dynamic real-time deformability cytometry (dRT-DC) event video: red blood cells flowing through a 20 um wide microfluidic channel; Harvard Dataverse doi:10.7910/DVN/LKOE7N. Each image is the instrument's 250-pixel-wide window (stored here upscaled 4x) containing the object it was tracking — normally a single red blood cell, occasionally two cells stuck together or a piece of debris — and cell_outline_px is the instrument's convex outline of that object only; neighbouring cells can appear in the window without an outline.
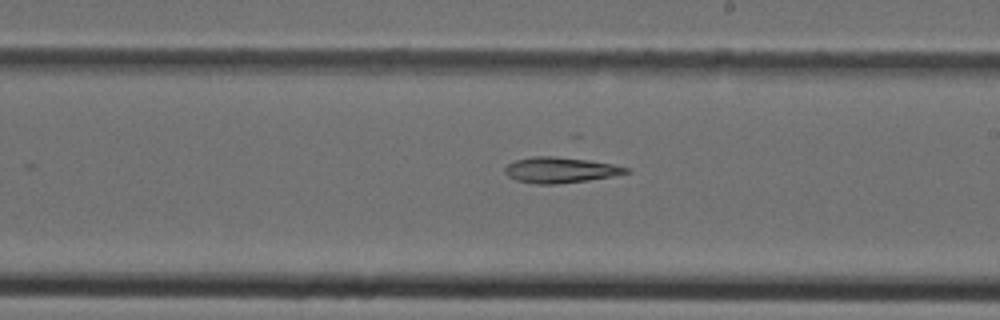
{"species": "Egyptian fruit bat (a non-hibernating species)", "species_latin": "Rousettus aegyptiacus", "temperature_condition": "cold", "stored_images_in_passage": 17, "camera_frame_rate_fps": 3000, "um_per_image_px": 0.085, "animal": {"sex": "female"}, "frame": {"image": 1, "passage_image": 15, "time_ms": 4.667, "image_size_px": [1000, 320], "cell_outline_px": [[632, 172], [612, 176], [588, 180], [556, 184], [536, 184], [516, 180], [508, 176], [504, 172], [504, 168], [508, 164], [516, 160], [532, 156], [552, 156], [588, 160], [612, 164], [628, 168]], "centroid_in_image_um": [47.6, 14.45], "position_along_channel_um": 241.4, "area_um2": 18.03}}